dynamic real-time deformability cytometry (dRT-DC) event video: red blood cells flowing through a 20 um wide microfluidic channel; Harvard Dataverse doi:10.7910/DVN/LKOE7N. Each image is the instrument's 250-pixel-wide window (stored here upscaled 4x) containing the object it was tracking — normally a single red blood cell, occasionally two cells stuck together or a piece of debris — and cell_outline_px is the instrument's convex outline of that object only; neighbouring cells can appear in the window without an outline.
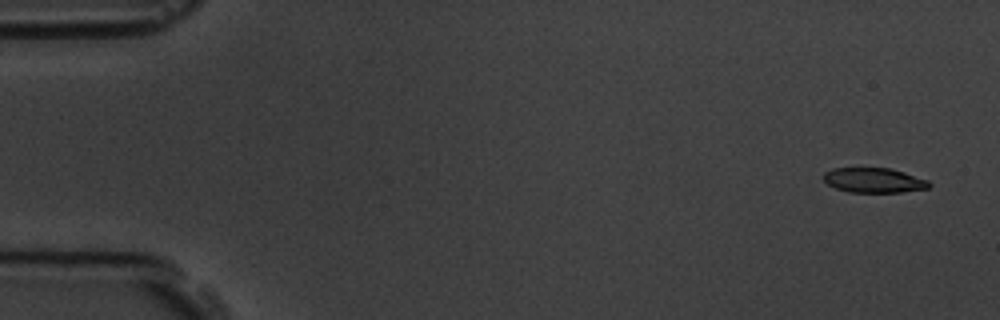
{"species": "common noctule bat (a hibernating species)", "species_latin": "Nyctalus noctula", "temperature_condition": "room temperature", "stored_images_in_passage": 4, "camera_frame_rate_fps": 3000, "um_per_image_px": 0.085, "animal": {"sex": "male", "body_mass_g": 19.5, "forearm_length_mm": 54.6}, "frame": {"image": 1, "passage_image": 1, "time_ms": 0.0, "image_size_px": [1000, 320], "cell_outline_px": [[932, 184], [928, 188], [900, 192], [848, 192], [836, 188], [828, 184], [824, 180], [824, 172], [832, 168], [892, 168], [928, 180]], "centroid_in_image_um": [74.28, 15.32], "position_along_channel_um": 10.7, "area_um2": 15.26}}
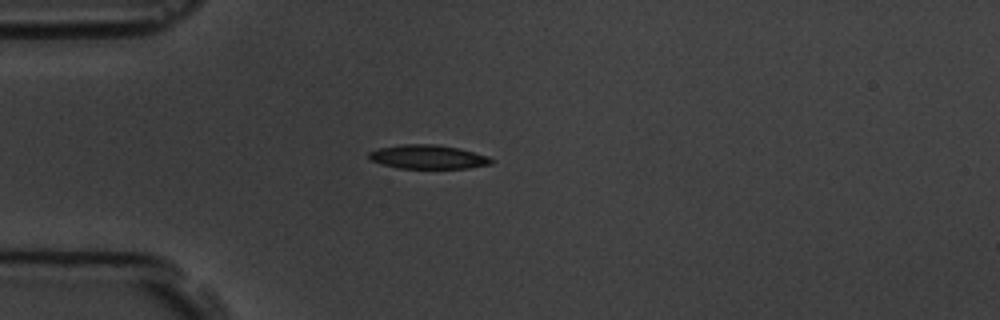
{"frame": {"image": 2, "passage_image": 4, "time_ms": 4.333, "image_size_px": [1000, 320], "cell_outline_px": [[492, 164], [468, 168], [396, 168], [372, 160], [368, 156], [368, 152], [380, 148], [400, 144], [436, 144], [460, 148], [488, 156], [492, 160]], "centroid_in_image_um": [36.39, 13.33], "position_along_channel_um": 48.6, "area_um2": 16.99}}